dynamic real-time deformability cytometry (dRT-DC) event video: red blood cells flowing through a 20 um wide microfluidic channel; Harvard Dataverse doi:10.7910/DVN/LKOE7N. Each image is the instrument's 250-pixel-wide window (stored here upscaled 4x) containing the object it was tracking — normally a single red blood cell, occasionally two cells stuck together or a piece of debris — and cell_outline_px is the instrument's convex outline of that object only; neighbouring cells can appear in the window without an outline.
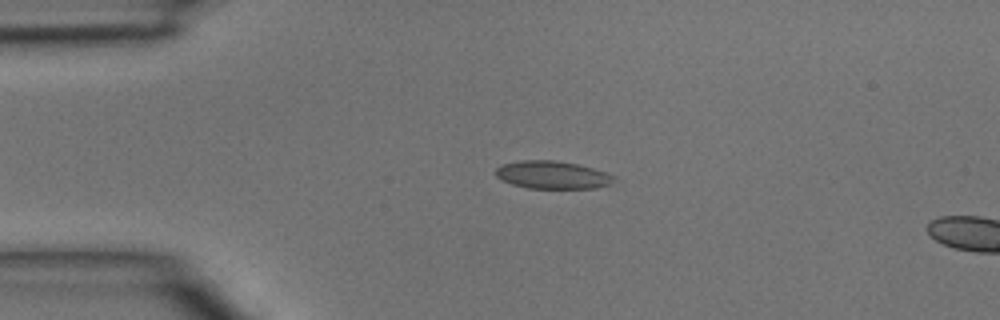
{"species": "common noctule bat (a hibernating species)", "species_latin": "Nyctalus noctula", "temperature_condition": "room temperature", "stored_images_in_passage": 5, "camera_frame_rate_fps": 3000, "um_per_image_px": 0.085, "animal": {"sex": "male", "body_mass_g": 15.6}, "frame": {"image": 1, "passage_image": 3, "time_ms": 0.667, "image_size_px": [1000, 320], "cell_outline_px": [[616, 176], [608, 184], [596, 188], [528, 188], [512, 184], [496, 176], [496, 168], [500, 164], [520, 160], [552, 160], [576, 164], [592, 168]], "centroid_in_image_um": [46.91, 14.86], "position_along_channel_um": 38.1, "area_um2": 18.9}}